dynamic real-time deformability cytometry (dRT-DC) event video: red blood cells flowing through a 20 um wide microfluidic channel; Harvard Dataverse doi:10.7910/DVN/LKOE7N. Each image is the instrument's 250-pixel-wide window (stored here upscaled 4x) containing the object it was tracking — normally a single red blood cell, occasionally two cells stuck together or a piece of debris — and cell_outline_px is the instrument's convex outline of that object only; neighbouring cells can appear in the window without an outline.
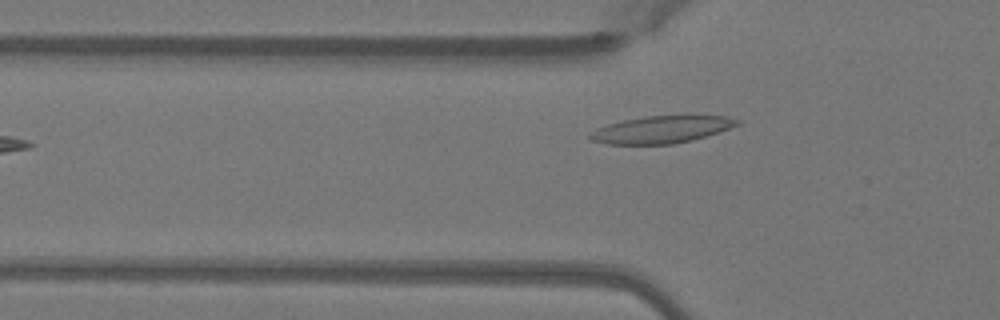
{"species": "Egyptian fruit bat (a non-hibernating species)", "species_latin": "Rousettus aegyptiacus", "temperature_condition": "warm", "stored_images_in_passage": 16, "camera_frame_rate_fps": 3000, "um_per_image_px": 0.085, "animal": {"sex": "female"}, "frame": {"image": 1, "passage_image": 3, "time_ms": 0.667, "image_size_px": [1000, 320], "cell_outline_px": [[744, 120], [740, 124], [692, 140], [672, 144], [608, 144], [592, 140], [588, 136], [588, 132], [596, 128], [608, 124], [624, 120], [644, 116], [684, 112], [688, 112], [728, 116]], "centroid_in_image_um": [56.31, 10.94], "position_along_channel_um": 69.5, "area_um2": 24.45}}
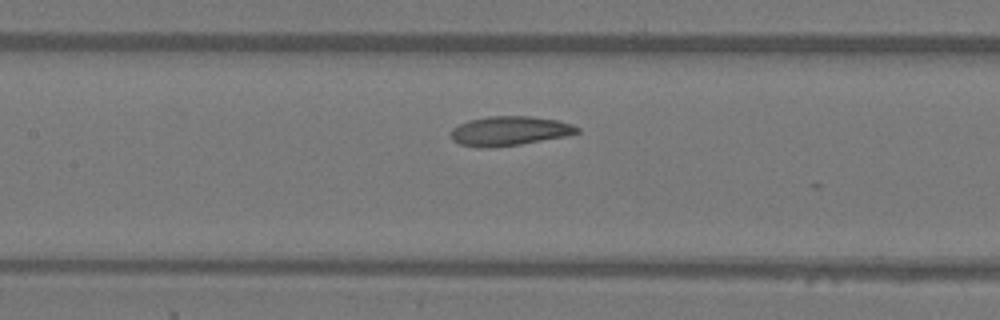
{"frame": {"image": 2, "passage_image": 10, "time_ms": 3.0, "image_size_px": [1000, 320], "cell_outline_px": [[580, 132], [564, 136], [520, 144], [488, 148], [480, 148], [460, 144], [452, 140], [452, 128], [468, 120], [488, 116], [528, 116], [556, 120], [572, 124], [580, 128]], "centroid_in_image_um": [43.29, 11.13], "position_along_channel_um": 164.1, "area_um2": 21.44}}
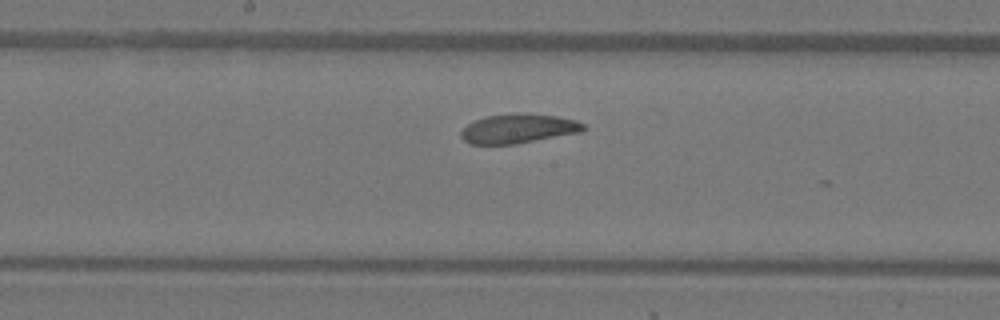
{"frame": {"image": 3, "passage_image": 13, "time_ms": 4.0, "image_size_px": [1000, 320], "cell_outline_px": [[588, 128], [580, 132], [516, 144], [468, 144], [460, 136], [460, 132], [468, 124], [476, 120], [488, 116], [512, 112], [520, 112], [556, 116], [576, 120], [584, 124]], "centroid_in_image_um": [44.06, 10.92], "position_along_channel_um": 204.1, "area_um2": 21.04}}